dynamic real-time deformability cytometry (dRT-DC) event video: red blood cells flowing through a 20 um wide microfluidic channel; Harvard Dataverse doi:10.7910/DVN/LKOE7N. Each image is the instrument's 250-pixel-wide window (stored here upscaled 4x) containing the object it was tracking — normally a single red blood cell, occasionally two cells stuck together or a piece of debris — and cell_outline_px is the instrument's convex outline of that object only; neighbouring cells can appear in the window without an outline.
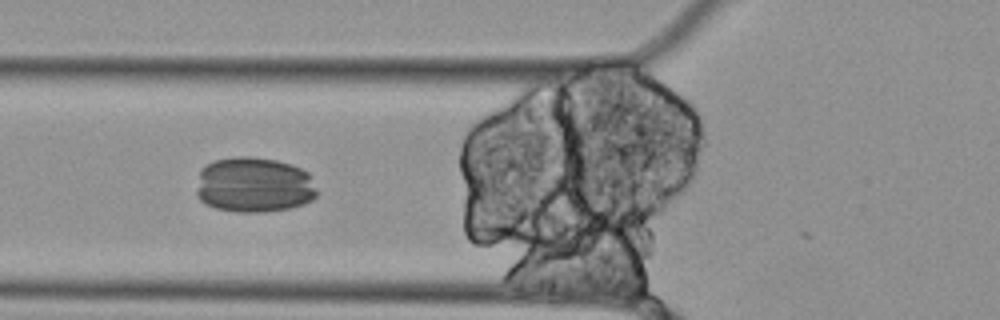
{"species": "Egyptian fruit bat (a non-hibernating species)", "species_latin": "Rousettus aegyptiacus", "temperature_condition": "cold", "stored_images_in_passage": 16, "camera_frame_rate_fps": 3000, "um_per_image_px": 0.085, "animal": {"sex": "female"}, "frame": {"image": 1, "passage_image": 13, "time_ms": 4.0, "image_size_px": [1000, 320], "cell_outline_px": [[316, 196], [312, 200], [304, 204], [288, 208], [260, 212], [236, 212], [216, 208], [204, 204], [196, 196], [196, 192], [200, 168], [216, 160], [236, 156], [248, 156], [276, 160], [292, 164], [308, 172], [316, 188]], "centroid_in_image_um": [21.57, 15.71], "position_along_channel_um": 104.2, "area_um2": 39.19}}